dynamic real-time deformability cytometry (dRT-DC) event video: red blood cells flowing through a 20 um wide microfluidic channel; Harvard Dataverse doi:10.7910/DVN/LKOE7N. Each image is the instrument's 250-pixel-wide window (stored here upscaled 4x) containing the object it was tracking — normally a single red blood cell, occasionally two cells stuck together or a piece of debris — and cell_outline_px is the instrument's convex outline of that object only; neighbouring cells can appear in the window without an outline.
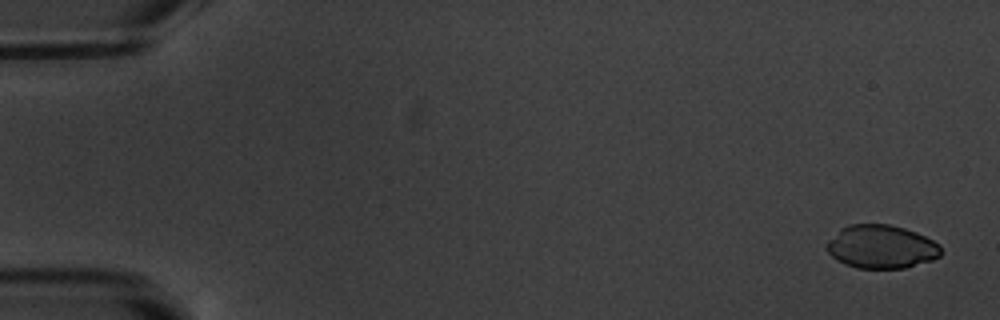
{"species": "common noctule bat (a hibernating species)", "species_latin": "Nyctalus noctula", "temperature_condition": "warm", "stored_images_in_passage": 17, "camera_frame_rate_fps": 3000, "um_per_image_px": 0.085, "animal": {"sex": "male", "body_mass_g": 20.1, "forearm_length_mm": 53.5}, "frame": {"image": 1, "passage_image": 1, "time_ms": 0.0, "image_size_px": [1000, 320], "cell_outline_px": [[944, 252], [940, 256], [932, 260], [904, 268], [856, 268], [844, 264], [836, 260], [828, 252], [824, 244], [840, 228], [848, 224], [888, 224], [904, 228], [916, 232], [940, 244]], "centroid_in_image_um": [74.9, 20.97], "position_along_channel_um": 10.1, "area_um2": 29.19}}